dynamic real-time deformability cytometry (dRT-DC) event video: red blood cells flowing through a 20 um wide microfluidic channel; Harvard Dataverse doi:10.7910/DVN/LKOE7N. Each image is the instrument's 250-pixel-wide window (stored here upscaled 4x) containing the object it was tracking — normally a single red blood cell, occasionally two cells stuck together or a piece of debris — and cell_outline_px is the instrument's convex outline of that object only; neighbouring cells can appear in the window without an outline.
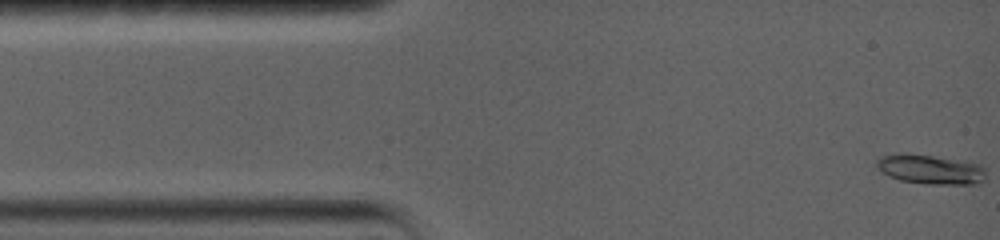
{"species": "common noctule bat (a hibernating species)", "species_latin": "Nyctalus noctula", "temperature_condition": "warm", "stored_images_in_passage": 67, "camera_frame_rate_fps": 5000, "um_per_image_px": 0.085, "animal": {"sex": "female", "body_mass_g": 19.0, "forearm_length_mm": 56.7}, "frame": {"image": 1, "passage_image": 1, "time_ms": 0.0, "image_size_px": [1000, 240], "cell_outline_px": [[984, 180], [980, 184], [928, 184], [900, 180], [888, 176], [876, 164], [876, 160], [880, 156], [900, 152], [964, 160], [980, 164], [984, 168]], "centroid_in_image_um": [79.1, 14.39], "position_along_channel_um": 5.9, "area_um2": 18.9}}
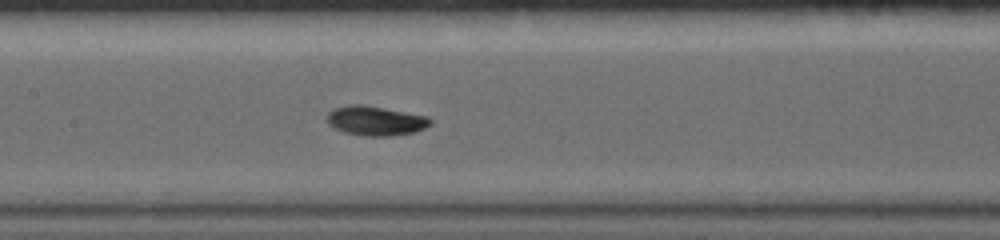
{"frame": {"image": 2, "passage_image": 30, "time_ms": 7.0, "image_size_px": [1000, 240], "cell_outline_px": [[432, 124], [416, 132], [392, 136], [364, 136], [344, 132], [328, 124], [328, 112], [332, 108], [352, 104], [360, 104], [384, 108], [428, 116], [432, 120]], "centroid_in_image_um": [31.94, 10.27], "position_along_channel_um": 175.5, "area_um2": 17.8}}
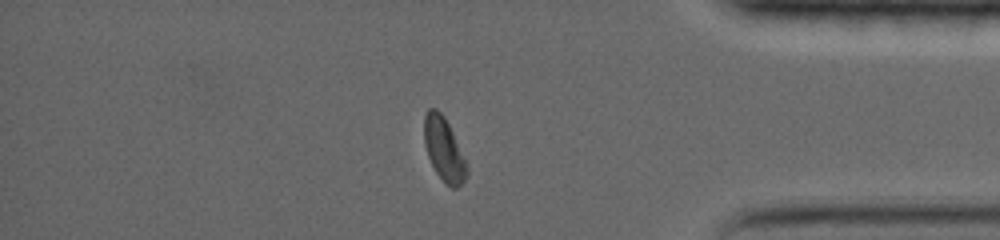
{"frame": {"image": 3, "passage_image": 58, "time_ms": 13.8, "image_size_px": [1000, 240], "cell_outline_px": [[468, 176], [456, 188], [452, 188], [436, 172], [428, 156], [424, 144], [424, 116], [428, 108], [436, 108], [444, 116], [452, 132], [468, 168]], "centroid_in_image_um": [37.71, 12.67], "position_along_channel_um": 397.5, "area_um2": 15.37}, "authors_computed_cell_mechanics": {"area_um2": 16.9354, "velocity_mm_per_s": 3.5819, "shape_relaxation_time_tau1_ms": 4.5664, "shape_relaxation_time_tau2_ms": 2.4827, "deformation_change_tau1": 0.179, "deformation_change_tau2": 0.0358}}